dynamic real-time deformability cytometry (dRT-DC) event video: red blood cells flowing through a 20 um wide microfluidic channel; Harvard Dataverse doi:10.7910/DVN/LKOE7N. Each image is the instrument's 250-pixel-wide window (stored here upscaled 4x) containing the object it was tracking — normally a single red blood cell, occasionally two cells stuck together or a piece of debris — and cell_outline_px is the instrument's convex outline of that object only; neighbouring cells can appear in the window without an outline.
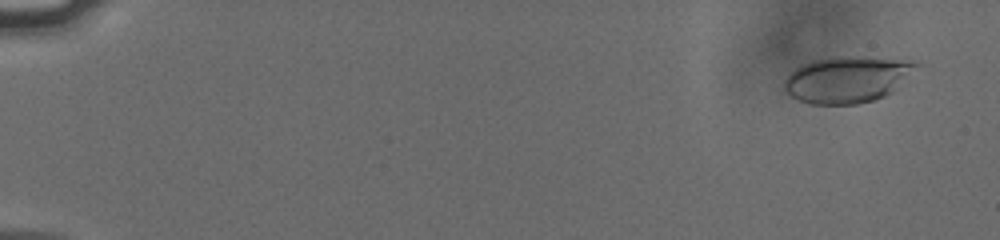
{"species": "human", "species_latin": "Homo sapiens", "temperature_condition": "cold", "stored_images_in_passage": 57, "camera_frame_rate_fps": 3000, "um_per_image_px": 0.085, "donor": {"sex": "male"}, "frame": {"image": 1, "passage_image": 4, "time_ms": 1.0, "image_size_px": [1000, 240], "cell_outline_px": [[920, 64], [892, 92], [876, 100], [856, 104], [808, 104], [784, 92], [784, 80], [796, 68], [804, 64], [816, 60], [836, 56], [860, 56], [916, 60]], "centroid_in_image_um": [72.04, 6.74], "position_along_channel_um": 13.0, "area_um2": 35.72}}
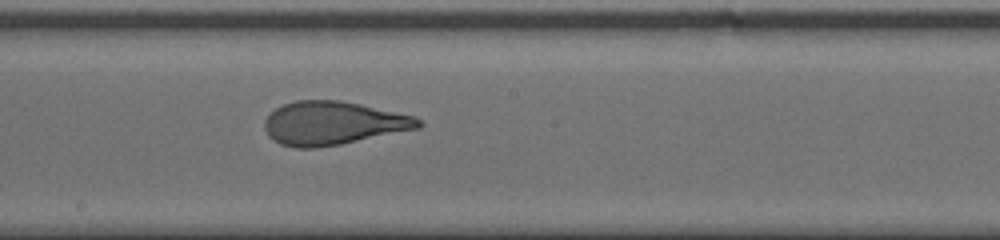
{"frame": {"image": 2, "passage_image": 34, "time_ms": 11.0, "image_size_px": [1000, 240], "cell_outline_px": [[424, 124], [420, 128], [340, 144], [316, 148], [296, 148], [280, 144], [268, 136], [264, 128], [264, 120], [276, 108], [284, 104], [296, 100], [340, 100], [360, 104], [412, 116], [420, 120]], "centroid_in_image_um": [28.27, 10.47], "position_along_channel_um": 219.9, "area_um2": 38.73}}
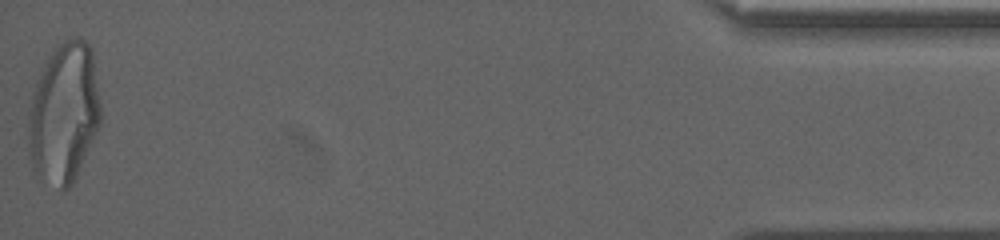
{"frame": {"image": 3, "passage_image": 57, "time_ms": 18.667, "image_size_px": [1000, 240], "cell_outline_px": [[100, 124], [76, 176], [72, 184], [68, 188], [60, 188], [40, 184], [36, 180], [32, 168], [28, 152], [28, 112], [36, 80], [44, 60], [56, 44], [64, 40], [76, 36], [84, 40], [88, 44], [92, 52], [100, 104]], "centroid_in_image_um": [5.38, 9.64], "position_along_channel_um": 429.8, "area_um2": 60.11}, "authors_computed_cell_mechanics": {"area_um2": 38.5526, "velocity_mm_per_s": 3.7924, "shape_relaxation_time_tau1_ms": 4.7558, "shape_relaxation_time_tau2_ms": 0.9227, "deformation_change_tau1": 0.2095, "deformation_change_tau2": 0.0944}}